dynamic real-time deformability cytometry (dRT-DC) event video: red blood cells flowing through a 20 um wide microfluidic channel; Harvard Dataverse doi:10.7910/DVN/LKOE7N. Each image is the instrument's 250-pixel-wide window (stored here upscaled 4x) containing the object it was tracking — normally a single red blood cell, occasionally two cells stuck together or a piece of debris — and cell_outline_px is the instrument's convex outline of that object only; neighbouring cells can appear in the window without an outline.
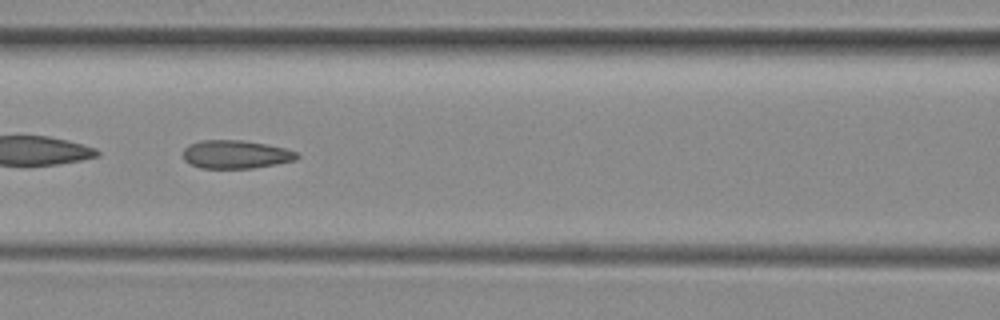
{"species": "common noctule bat (a hibernating species)", "species_latin": "Nyctalus noctula", "temperature_condition": "room temperature", "stored_images_in_passage": 50, "camera_frame_rate_fps": 3000, "um_per_image_px": 0.085, "animal": {"sex": "female", "body_mass_g": 29.2, "forearm_length_mm": 56.3}, "frame": {"image": 1, "passage_image": 22, "time_ms": 7.0, "image_size_px": [1000, 320], "cell_outline_px": [[300, 156], [296, 160], [276, 164], [252, 168], [200, 168], [184, 160], [184, 148], [188, 144], [200, 140], [244, 140], [284, 148], [296, 152]], "centroid_in_image_um": [20.03, 13.12], "position_along_channel_um": 146.6, "area_um2": 18.73}, "authors_computed_cell_mechanics": {"area_um2": 19.1607, "velocity_mm_per_s": 3.9916, "shape_relaxation_time_tau1_ms": null, "shape_relaxation_time_tau2_ms": 1.9508, "deformation_change_tau1": null, "deformation_change_tau2": 0.0985}}